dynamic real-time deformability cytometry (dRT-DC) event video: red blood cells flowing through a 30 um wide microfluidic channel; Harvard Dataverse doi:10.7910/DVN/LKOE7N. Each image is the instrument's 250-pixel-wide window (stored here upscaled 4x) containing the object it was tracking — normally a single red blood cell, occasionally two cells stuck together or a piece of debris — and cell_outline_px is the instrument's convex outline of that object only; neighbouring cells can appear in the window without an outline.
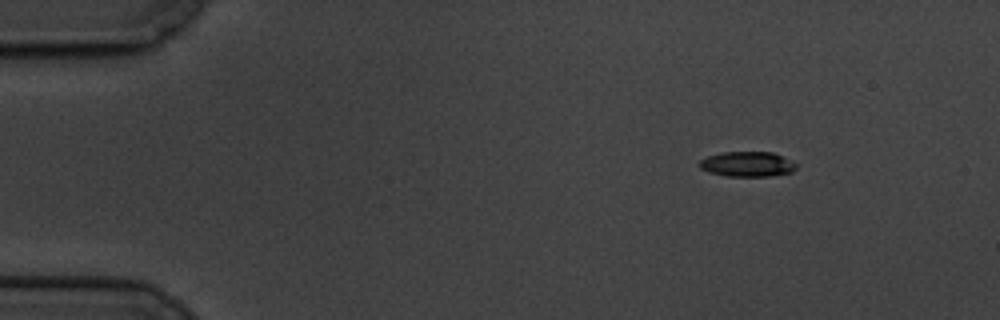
{"species": "common noctule bat (a hibernating species)", "species_latin": "Nyctalus noctula", "temperature_condition": "cold", "stored_images_in_passage": 7, "camera_frame_rate_fps": 3000, "um_per_image_px": 0.085, "animal": {"sex": "male", "body_mass_g": 19.5, "forearm_length_mm": 54.6}, "frame": {"image": 1, "passage_image": 7, "time_ms": 7.0, "image_size_px": [1000, 320], "cell_outline_px": [[796, 168], [792, 172], [768, 176], [728, 176], [708, 172], [700, 168], [696, 164], [700, 160], [708, 156], [720, 152], [772, 152], [792, 160], [796, 164]], "centroid_in_image_um": [63.49, 13.95], "position_along_channel_um": 21.5, "area_um2": 14.22}}